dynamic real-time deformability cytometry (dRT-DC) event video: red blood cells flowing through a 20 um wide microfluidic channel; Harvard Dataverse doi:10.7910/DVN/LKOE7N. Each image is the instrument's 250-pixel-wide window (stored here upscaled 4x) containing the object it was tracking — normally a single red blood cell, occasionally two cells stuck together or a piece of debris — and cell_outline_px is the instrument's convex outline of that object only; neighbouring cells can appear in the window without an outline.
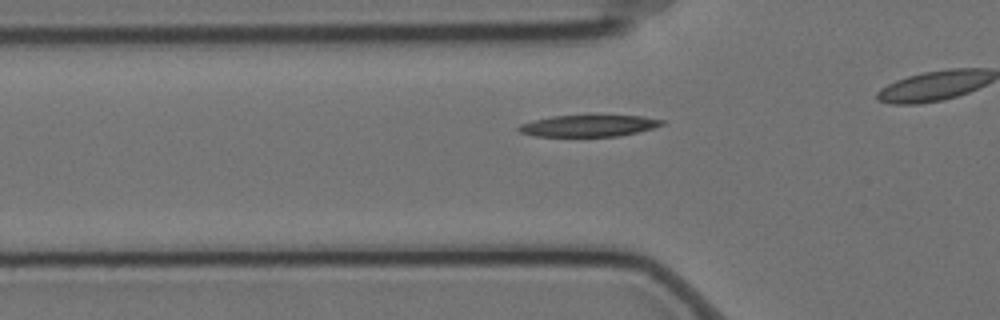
{"species": "Egyptian fruit bat (a non-hibernating species)", "species_latin": "Rousettus aegyptiacus", "temperature_condition": "cold", "stored_images_in_passage": 34, "camera_frame_rate_fps": 3000, "um_per_image_px": 0.085, "animal": {"sex": "female"}, "frame": {"image": 1, "passage_image": 7, "time_ms": 2.0, "image_size_px": [1000, 320], "cell_outline_px": [[664, 124], [652, 128], [620, 136], [532, 136], [520, 132], [516, 128], [520, 124], [532, 120], [552, 116], [644, 116], [664, 120]], "centroid_in_image_um": [49.99, 10.69], "position_along_channel_um": 75.8, "area_um2": 17.86}}
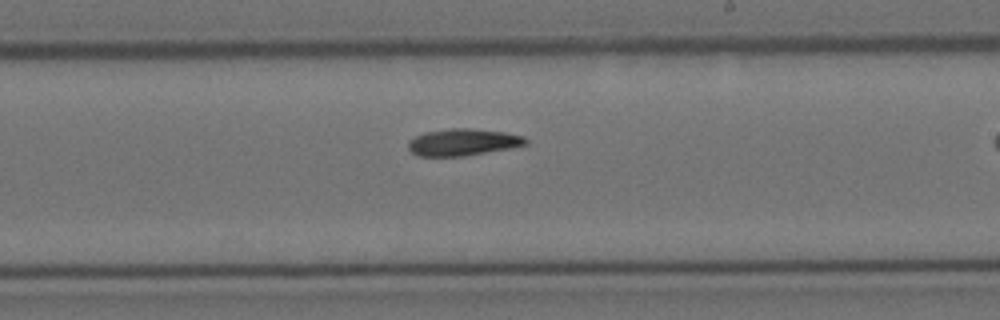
{"frame": {"image": 2, "passage_image": 22, "time_ms": 7.0, "image_size_px": [1000, 320], "cell_outline_px": [[528, 144], [508, 148], [464, 156], [420, 156], [412, 152], [408, 148], [408, 140], [424, 132], [452, 128], [468, 128], [504, 132], [524, 136], [528, 140]], "centroid_in_image_um": [39.33, 12.08], "position_along_channel_um": 249.7, "area_um2": 18.26}}
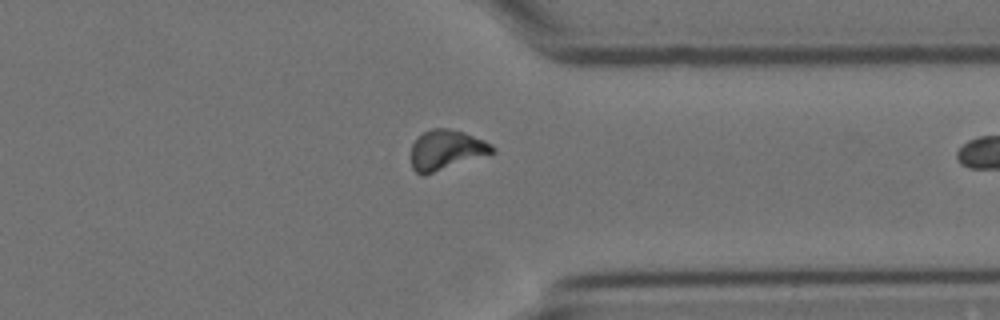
{"frame": {"image": 3, "passage_image": 33, "time_ms": 10.667, "image_size_px": [1000, 320], "cell_outline_px": [[496, 152], [424, 176], [420, 176], [412, 168], [412, 144], [424, 132], [432, 128], [448, 128], [464, 132], [484, 140], [492, 144], [496, 148]], "centroid_in_image_um": [37.95, 12.76], "position_along_channel_um": 373.4, "area_um2": 18.96}}